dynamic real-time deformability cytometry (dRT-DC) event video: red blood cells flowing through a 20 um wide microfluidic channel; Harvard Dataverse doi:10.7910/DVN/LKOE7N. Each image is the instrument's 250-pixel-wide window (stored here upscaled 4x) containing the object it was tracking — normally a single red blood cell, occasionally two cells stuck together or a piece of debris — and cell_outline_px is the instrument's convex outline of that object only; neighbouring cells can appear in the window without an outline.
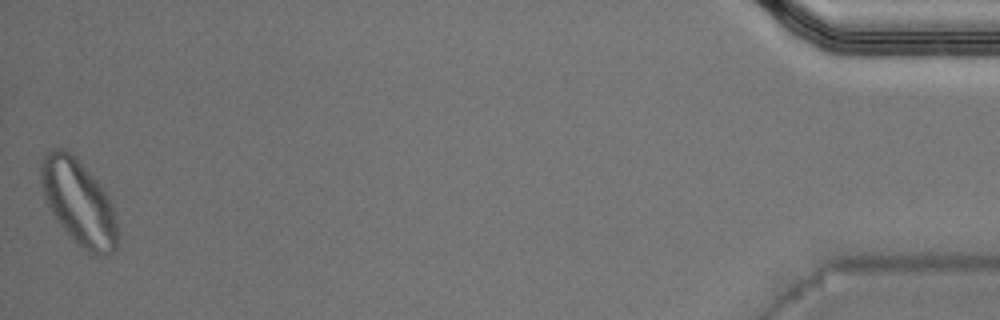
{"species": "Egyptian fruit bat (a non-hibernating species)", "species_latin": "Rousettus aegyptiacus", "temperature_condition": "warm", "stored_images_in_passage": 37, "camera_frame_rate_fps": 3000, "um_per_image_px": 0.085, "animal": {"sex": "male"}, "frame": {"image": 1, "passage_image": 37, "time_ms": 12.0, "image_size_px": [1000, 320], "cell_outline_px": [[116, 248], [112, 252], [104, 256], [92, 256], [76, 244], [56, 220], [44, 200], [40, 180], [40, 164], [44, 156], [52, 148], [64, 148], [76, 156], [96, 180], [108, 196], [112, 204], [116, 216]], "centroid_in_image_um": [6.66, 17.21], "position_along_channel_um": 428.5, "area_um2": 38.38}, "authors_computed_cell_mechanics": {"area_um2": 22.4264, "velocity_mm_per_s": 4.0807, "shape_relaxation_time_tau1_ms": 2.6306, "shape_relaxation_time_tau2_ms": 1.0871, "deformation_change_tau1": 0.1262, "deformation_change_tau2": 0.064}}